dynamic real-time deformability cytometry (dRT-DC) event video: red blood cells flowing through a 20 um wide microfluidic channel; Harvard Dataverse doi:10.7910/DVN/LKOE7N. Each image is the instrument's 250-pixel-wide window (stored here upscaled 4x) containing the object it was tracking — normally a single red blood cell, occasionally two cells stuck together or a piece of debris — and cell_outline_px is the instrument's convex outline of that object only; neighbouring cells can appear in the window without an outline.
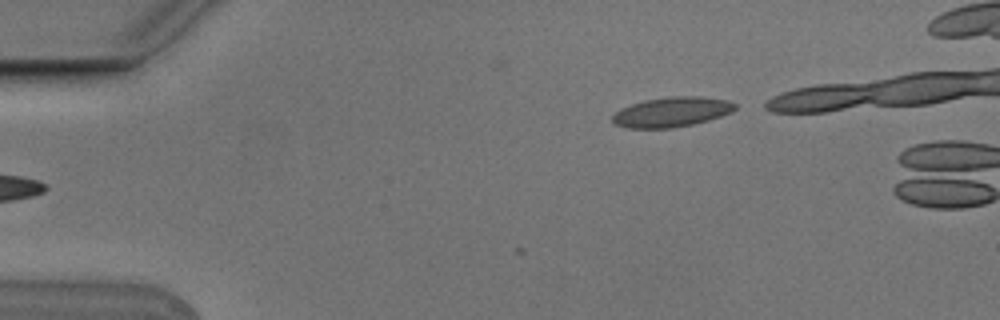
{"species": "Egyptian fruit bat (a non-hibernating species)", "species_latin": "Rousettus aegyptiacus", "temperature_condition": "cold", "stored_images_in_passage": 3, "camera_frame_rate_fps": 3000, "um_per_image_px": 0.085, "animal": {"sex": "male"}, "frame": {"image": 1, "passage_image": 3, "time_ms": 0.667, "image_size_px": [1000, 320], "cell_outline_px": [[736, 108], [732, 112], [708, 120], [692, 124], [672, 128], [628, 128], [616, 124], [612, 120], [612, 116], [620, 108], [632, 104], [648, 100], [672, 96], [700, 96], [728, 100], [736, 104]], "centroid_in_image_um": [57.11, 9.52], "position_along_channel_um": 27.9, "area_um2": 21.15}}